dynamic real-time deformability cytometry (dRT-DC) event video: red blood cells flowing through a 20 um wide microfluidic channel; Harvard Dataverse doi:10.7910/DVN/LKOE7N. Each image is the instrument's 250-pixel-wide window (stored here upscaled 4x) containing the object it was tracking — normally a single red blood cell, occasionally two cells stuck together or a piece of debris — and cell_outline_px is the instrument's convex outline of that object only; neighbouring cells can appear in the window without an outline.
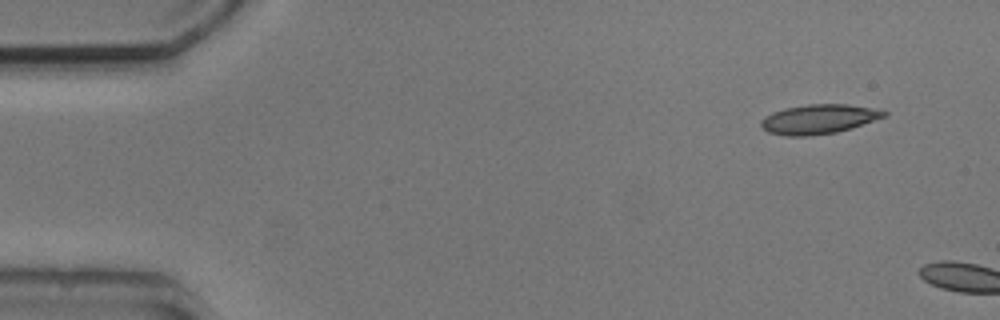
{"species": "common noctule bat (a hibernating species)", "species_latin": "Nyctalus noctula", "temperature_condition": "cold", "stored_images_in_passage": 2, "camera_frame_rate_fps": 3000, "um_per_image_px": 0.085, "animal": {"sex": "male", "body_mass_g": 20.5, "forearm_length_mm": 52.5}, "frame": {"image": 1, "passage_image": 1, "time_ms": 0.0, "image_size_px": [1000, 320], "cell_outline_px": [[888, 116], [852, 128], [836, 132], [808, 136], [784, 136], [768, 132], [760, 124], [760, 120], [764, 116], [772, 112], [784, 108], [808, 104], [848, 104], [872, 108], [888, 112]], "centroid_in_image_um": [69.59, 10.12], "position_along_channel_um": 15.4, "area_um2": 21.27}}